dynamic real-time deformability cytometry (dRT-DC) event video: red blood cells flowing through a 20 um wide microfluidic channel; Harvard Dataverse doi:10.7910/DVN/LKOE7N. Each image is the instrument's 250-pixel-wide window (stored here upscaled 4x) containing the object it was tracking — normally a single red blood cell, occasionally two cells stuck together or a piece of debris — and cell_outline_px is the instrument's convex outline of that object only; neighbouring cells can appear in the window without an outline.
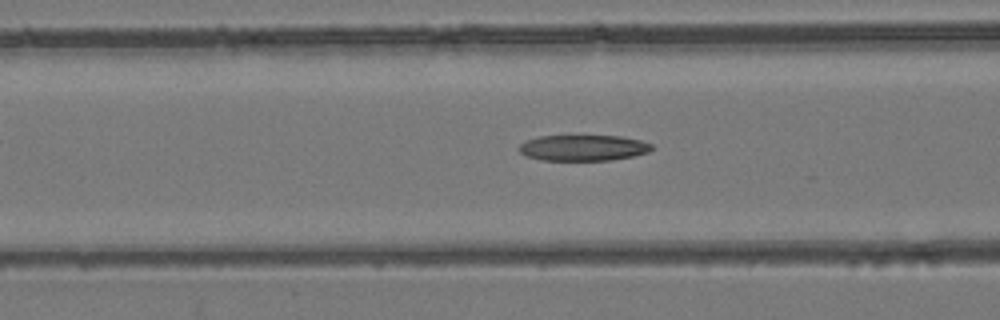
{"species": "common noctule bat (a hibernating species)", "species_latin": "Nyctalus noctula", "temperature_condition": "room temperature", "stored_images_in_passage": 48, "camera_frame_rate_fps": 3000, "um_per_image_px": 0.085, "animal": {"sex": "female", "body_mass_g": 24.6, "forearm_length_mm": 56.2}, "frame": {"image": 1, "passage_image": 19, "time_ms": 6.0, "image_size_px": [1000, 320], "cell_outline_px": [[652, 148], [648, 152], [632, 156], [612, 160], [540, 160], [524, 156], [520, 152], [520, 144], [528, 140], [540, 136], [620, 136], [640, 140], [652, 144]], "centroid_in_image_um": [49.56, 12.57], "position_along_channel_um": 117.0, "area_um2": 19.88}}
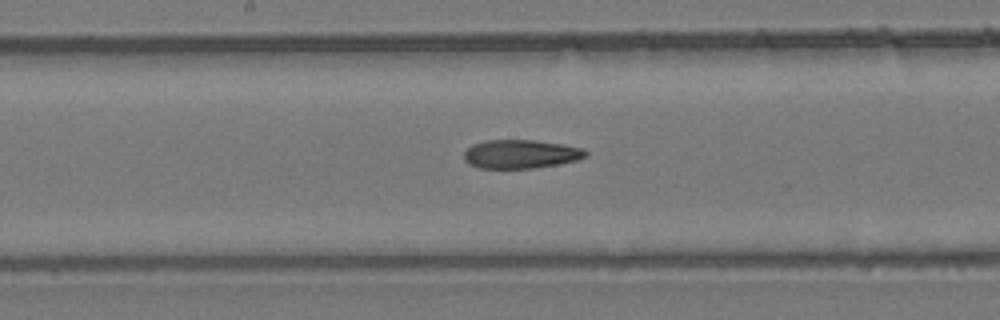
{"frame": {"image": 2, "passage_image": 25, "time_ms": 8.0, "image_size_px": [1000, 320], "cell_outline_px": [[588, 156], [576, 160], [560, 164], [536, 168], [480, 168], [468, 164], [464, 160], [464, 152], [472, 144], [484, 140], [532, 140], [560, 144], [584, 148], [588, 152]], "centroid_in_image_um": [44.26, 13.1], "position_along_channel_um": 203.9, "area_um2": 20.46}}
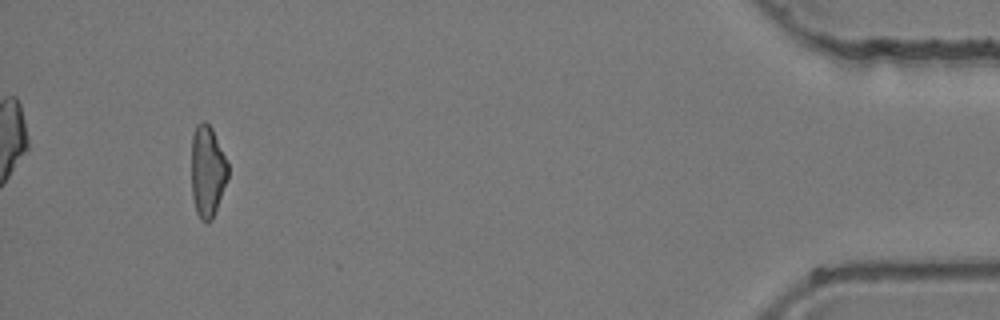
{"frame": {"image": 3, "passage_image": 45, "time_ms": 14.667, "image_size_px": [1000, 320], "cell_outline_px": [[228, 176], [212, 220], [208, 224], [200, 220], [196, 212], [192, 196], [192, 136], [196, 124], [200, 120], [204, 120], [212, 128], [228, 164]], "centroid_in_image_um": [17.62, 14.56], "position_along_channel_um": 417.6, "area_um2": 19.48}}